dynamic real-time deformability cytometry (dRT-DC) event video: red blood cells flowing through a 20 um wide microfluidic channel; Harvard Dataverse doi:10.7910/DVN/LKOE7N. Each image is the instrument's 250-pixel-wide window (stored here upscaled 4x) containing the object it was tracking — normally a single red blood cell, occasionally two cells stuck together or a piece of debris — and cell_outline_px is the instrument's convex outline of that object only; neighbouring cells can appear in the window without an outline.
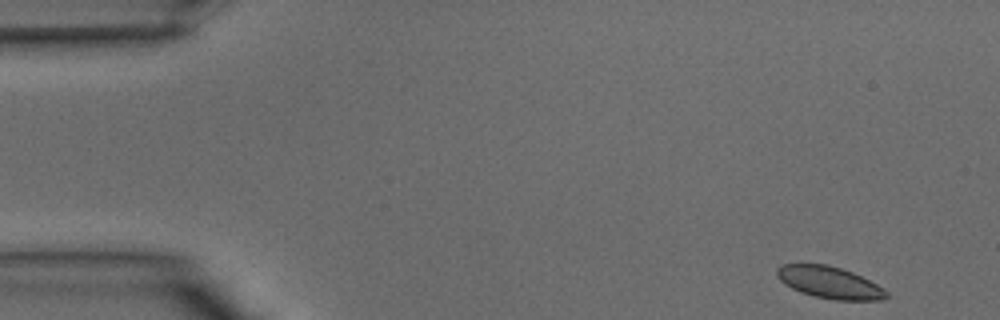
{"species": "common noctule bat (a hibernating species)", "species_latin": "Nyctalus noctula", "temperature_condition": "warm", "stored_images_in_passage": 38, "camera_frame_rate_fps": 3000, "um_per_image_px": 0.085, "animal": {"sex": "male", "body_mass_g": 15.6}, "frame": {"image": 1, "passage_image": 1, "time_ms": 0.0, "image_size_px": [1000, 320], "cell_outline_px": [[888, 296], [880, 300], [836, 300], [812, 296], [800, 292], [784, 284], [776, 276], [776, 268], [780, 264], [828, 264], [852, 272], [884, 288], [888, 292]], "centroid_in_image_um": [70.47, 24.01], "position_along_channel_um": 14.5, "area_um2": 20.4}}
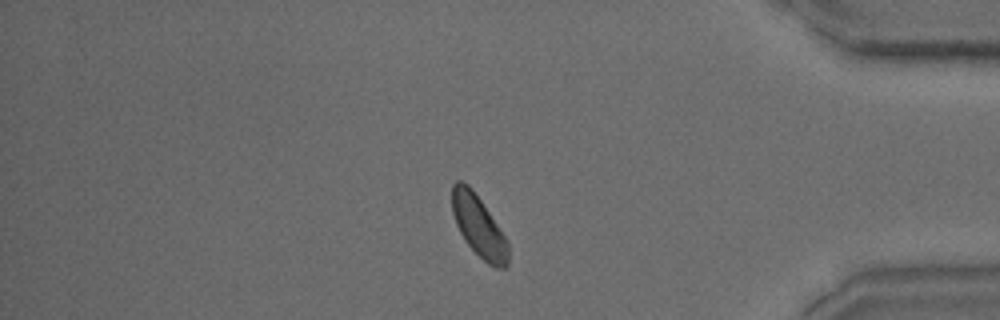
{"frame": {"image": 2, "passage_image": 32, "time_ms": 10.333, "image_size_px": [1000, 320], "cell_outline_px": [[508, 264], [504, 268], [496, 268], [488, 264], [464, 240], [456, 224], [452, 212], [452, 184], [456, 180], [460, 180], [468, 184], [472, 188], [508, 240]], "centroid_in_image_um": [40.68, 19.21], "position_along_channel_um": 394.5, "area_um2": 19.94}}
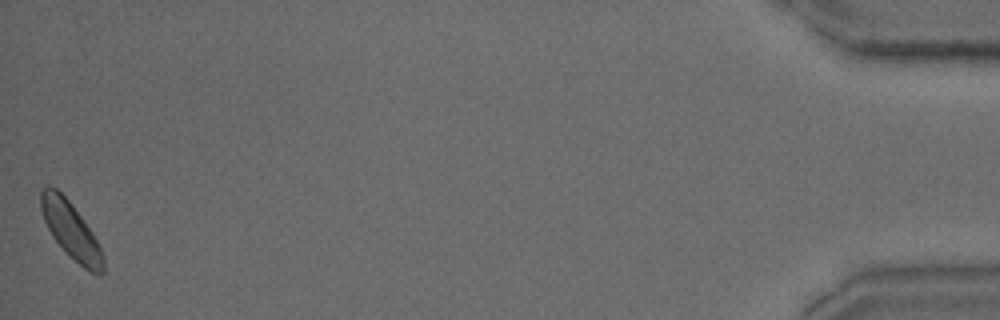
{"frame": {"image": 3, "passage_image": 38, "time_ms": 12.333, "image_size_px": [1000, 320], "cell_outline_px": [[104, 272], [100, 276], [84, 268], [52, 236], [44, 220], [40, 208], [40, 192], [48, 184], [56, 188], [72, 204], [92, 232], [104, 256]], "centroid_in_image_um": [6.02, 19.55], "position_along_channel_um": 429.2, "area_um2": 20.06}}